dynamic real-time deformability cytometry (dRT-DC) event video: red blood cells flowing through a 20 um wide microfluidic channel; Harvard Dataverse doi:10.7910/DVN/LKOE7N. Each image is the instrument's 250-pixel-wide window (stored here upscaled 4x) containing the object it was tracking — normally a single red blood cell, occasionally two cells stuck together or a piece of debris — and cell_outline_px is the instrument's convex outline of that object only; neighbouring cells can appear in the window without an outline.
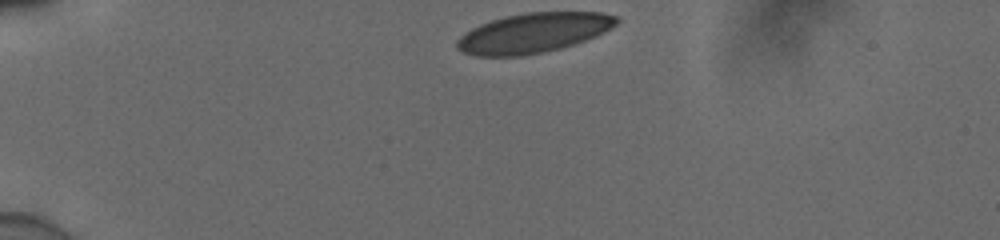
{"species": "human", "species_latin": "Homo sapiens", "temperature_condition": "cold", "stored_images_in_passage": 34, "camera_frame_rate_fps": 3000, "um_per_image_px": 0.085, "donor": {"sex": "male"}, "frame": {"image": 1, "passage_image": 1, "time_ms": 0.0, "image_size_px": [1000, 240], "cell_outline_px": [[620, 20], [616, 24], [604, 32], [596, 36], [560, 48], [544, 52], [520, 56], [476, 56], [464, 52], [456, 48], [456, 40], [464, 32], [480, 24], [504, 16], [524, 12], [600, 12], [616, 16]], "centroid_in_image_um": [45.31, 2.79], "position_along_channel_um": 39.7, "area_um2": 36.93}}
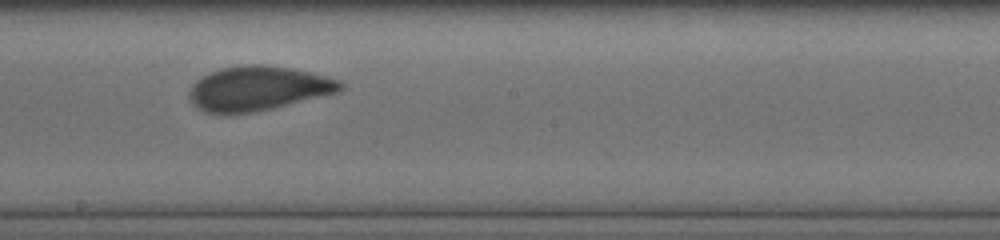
{"frame": {"image": 2, "passage_image": 20, "time_ms": 6.333, "image_size_px": [1000, 240], "cell_outline_px": [[344, 88], [336, 92], [272, 108], [252, 112], [204, 112], [192, 104], [188, 96], [188, 92], [192, 84], [196, 80], [208, 72], [224, 68], [248, 64], [260, 64], [292, 68], [344, 80]], "centroid_in_image_um": [21.93, 7.49], "position_along_channel_um": 226.3, "area_um2": 38.78}}
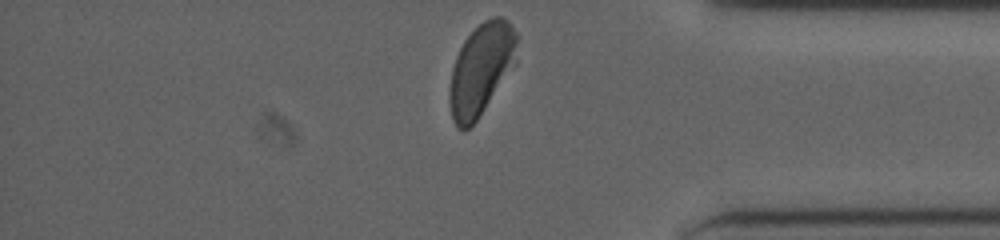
{"frame": {"image": 3, "passage_image": 34, "time_ms": 11.0, "image_size_px": [1000, 240], "cell_outline_px": [[516, 44], [508, 64], [476, 120], [464, 132], [456, 128], [452, 120], [448, 100], [452, 68], [456, 56], [464, 40], [484, 20], [492, 16], [504, 16], [508, 20], [516, 32]], "centroid_in_image_um": [40.76, 5.86], "position_along_channel_um": 394.4, "area_um2": 33.81}, "authors_computed_cell_mechanics": {"area_um2": 38.8994, "velocity_mm_per_s": 3.8787, "shape_relaxation_time_tau1_ms": 4.8979, "shape_relaxation_time_tau2_ms": null, "deformation_change_tau1": 0.136, "deformation_change_tau2": null}}